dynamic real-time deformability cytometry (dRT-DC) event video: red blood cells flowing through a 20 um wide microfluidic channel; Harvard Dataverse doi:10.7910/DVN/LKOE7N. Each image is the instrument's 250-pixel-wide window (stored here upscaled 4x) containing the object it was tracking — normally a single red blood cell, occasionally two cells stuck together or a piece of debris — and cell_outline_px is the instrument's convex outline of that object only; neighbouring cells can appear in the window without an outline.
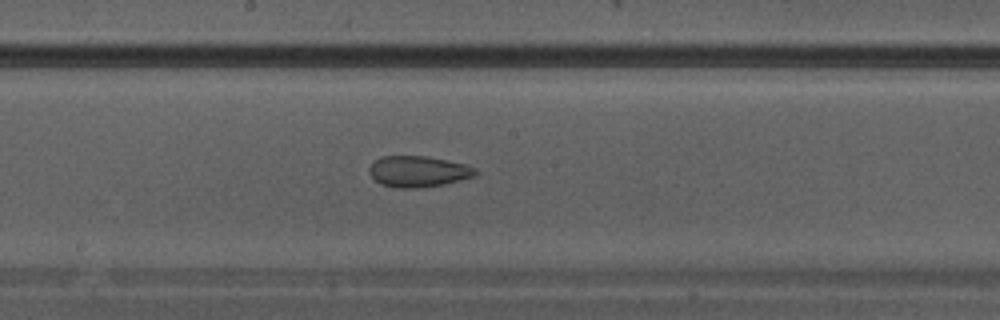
{"species": "Egyptian fruit bat (a non-hibernating species)", "species_latin": "Rousettus aegyptiacus", "temperature_condition": "warm", "stored_images_in_passage": 26, "camera_frame_rate_fps": 3000, "um_per_image_px": 0.085, "animal": {"sex": "male"}, "frame": {"image": 1, "passage_image": 11, "time_ms": 3.333, "image_size_px": [1000, 320], "cell_outline_px": [[480, 172], [476, 176], [444, 184], [416, 188], [396, 188], [380, 184], [368, 172], [368, 168], [372, 160], [380, 156], [428, 156], [468, 164], [476, 168]], "centroid_in_image_um": [35.56, 14.56], "position_along_channel_um": 212.6, "area_um2": 19.65}}